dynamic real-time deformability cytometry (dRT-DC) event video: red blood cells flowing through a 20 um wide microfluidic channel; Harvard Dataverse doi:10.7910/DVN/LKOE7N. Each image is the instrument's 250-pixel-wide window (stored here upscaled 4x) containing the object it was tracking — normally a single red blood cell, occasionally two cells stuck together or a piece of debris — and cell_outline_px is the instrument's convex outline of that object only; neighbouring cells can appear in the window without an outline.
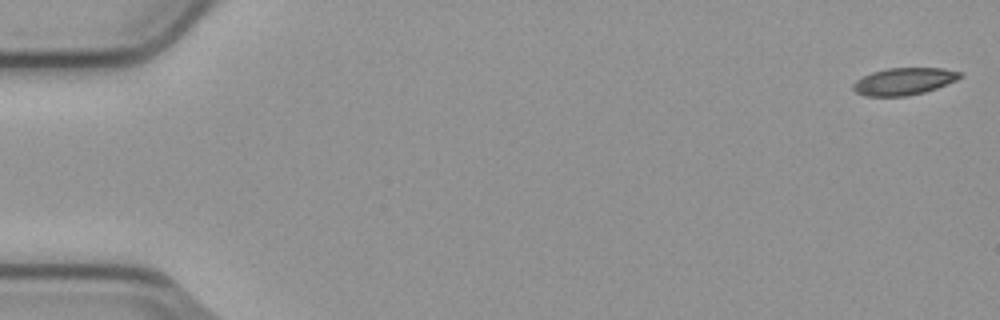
{"species": "common noctule bat (a hibernating species)", "species_latin": "Nyctalus noctula", "temperature_condition": "cold", "stored_images_in_passage": 6, "camera_frame_rate_fps": 3000, "um_per_image_px": 0.085, "animal": {"sex": "male", "body_mass_g": 23.1, "forearm_length_mm": 52.7}, "frame": {"image": 1, "passage_image": 1, "time_ms": 0.0, "image_size_px": [1000, 320], "cell_outline_px": [[964, 76], [956, 80], [936, 88], [924, 92], [908, 96], [864, 96], [856, 92], [852, 88], [852, 84], [856, 80], [872, 72], [888, 68], [944, 68], [960, 72]], "centroid_in_image_um": [76.82, 6.91], "position_along_channel_um": 8.2, "area_um2": 16.88}}